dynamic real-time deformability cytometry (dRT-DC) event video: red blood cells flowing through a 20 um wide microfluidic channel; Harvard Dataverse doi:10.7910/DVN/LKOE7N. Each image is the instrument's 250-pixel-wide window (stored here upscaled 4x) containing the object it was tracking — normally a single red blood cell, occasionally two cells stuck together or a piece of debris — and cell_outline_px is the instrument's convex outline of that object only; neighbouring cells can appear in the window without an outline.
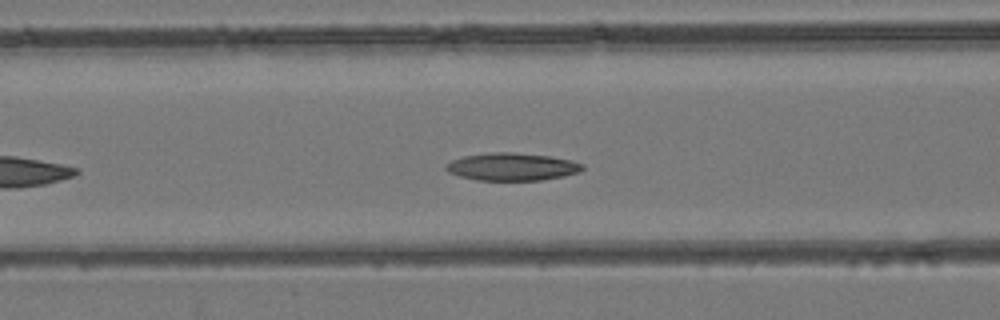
{"species": "common noctule bat (a hibernating species)", "species_latin": "Nyctalus noctula", "temperature_condition": "room temperature", "stored_images_in_passage": 33, "camera_frame_rate_fps": 3000, "um_per_image_px": 0.085, "animal": {"sex": "female", "body_mass_g": 24.6, "forearm_length_mm": 56.2}, "frame": {"image": 1, "passage_image": 9, "time_ms": 2.667, "image_size_px": [1000, 320], "cell_outline_px": [[584, 168], [580, 172], [564, 176], [544, 180], [476, 180], [460, 176], [448, 172], [444, 168], [444, 164], [452, 160], [464, 156], [492, 152], [512, 152], [552, 156], [572, 160], [584, 164]], "centroid_in_image_um": [43.54, 14.17], "position_along_channel_um": 123.1, "area_um2": 22.2}}
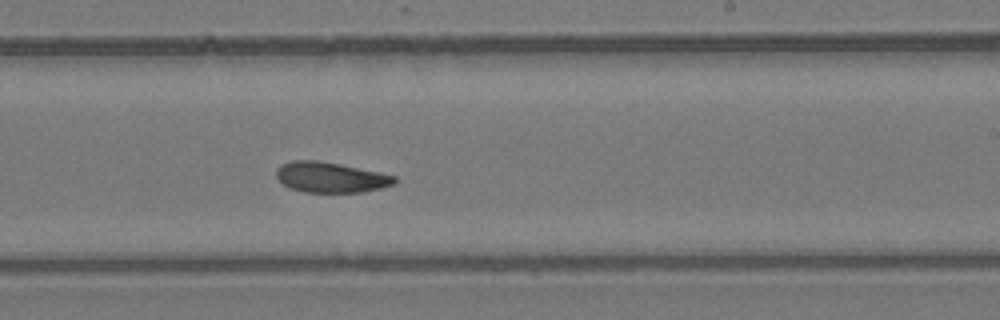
{"frame": {"image": 2, "passage_image": 19, "time_ms": 6.0, "image_size_px": [1000, 320], "cell_outline_px": [[396, 184], [380, 188], [360, 192], [304, 192], [288, 188], [276, 176], [276, 168], [280, 164], [292, 160], [316, 160], [340, 164], [380, 172], [396, 176]], "centroid_in_image_um": [28.09, 15.06], "position_along_channel_um": 260.9, "area_um2": 21.04}}
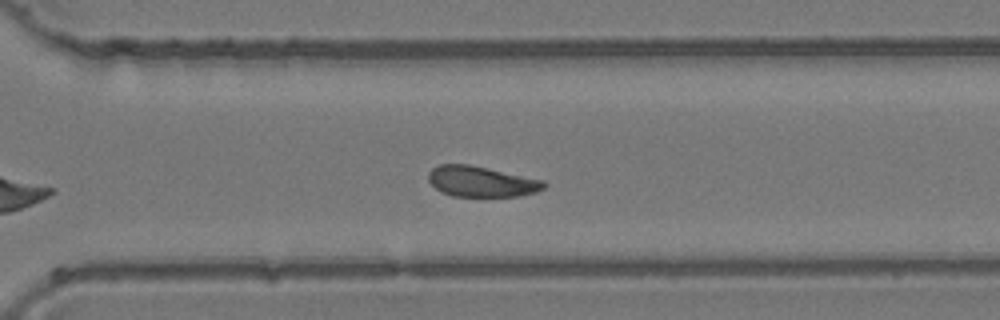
{"frame": {"image": 3, "passage_image": 24, "time_ms": 7.667, "image_size_px": [1000, 320], "cell_outline_px": [[548, 184], [544, 188], [536, 192], [520, 196], [452, 196], [440, 192], [428, 180], [428, 172], [432, 168], [440, 164], [468, 164], [488, 168], [544, 180]], "centroid_in_image_um": [40.92, 15.43], "position_along_channel_um": 329.7, "area_um2": 20.69}}